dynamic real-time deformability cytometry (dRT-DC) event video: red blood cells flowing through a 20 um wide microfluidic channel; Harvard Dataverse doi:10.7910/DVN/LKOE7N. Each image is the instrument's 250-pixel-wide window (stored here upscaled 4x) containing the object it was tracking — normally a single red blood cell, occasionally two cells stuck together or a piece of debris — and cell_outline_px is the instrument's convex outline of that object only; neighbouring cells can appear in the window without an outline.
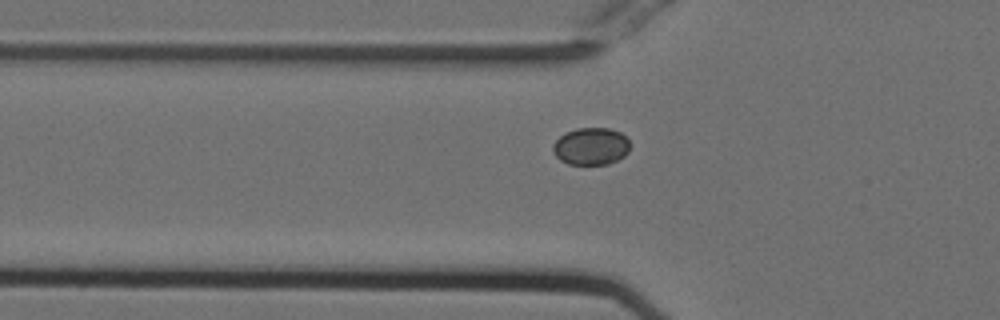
{"species": "Egyptian fruit bat (a non-hibernating species)", "species_latin": "Rousettus aegyptiacus", "temperature_condition": "cold", "stored_images_in_passage": 38, "camera_frame_rate_fps": 3000, "um_per_image_px": 0.085, "animal": {"sex": "female"}, "frame": {"image": 1, "passage_image": 7, "time_ms": 2.0, "image_size_px": [1000, 320], "cell_outline_px": [[628, 152], [624, 156], [608, 164], [568, 164], [560, 160], [556, 156], [552, 148], [552, 144], [564, 132], [576, 128], [608, 128], [620, 132], [628, 140]], "centroid_in_image_um": [50.2, 12.43], "position_along_channel_um": 75.6, "area_um2": 16.7}}
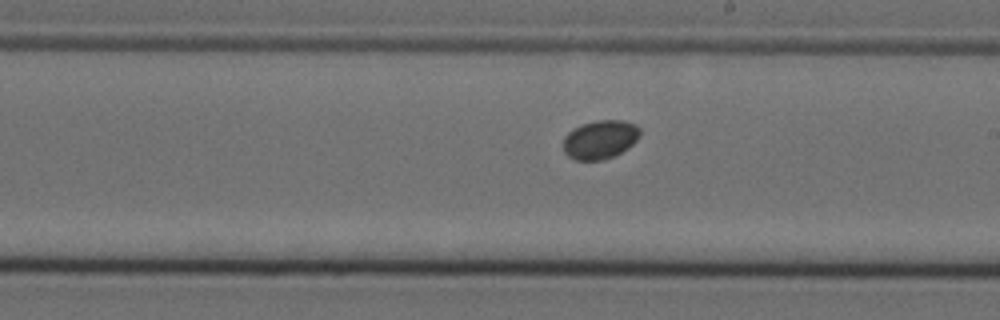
{"frame": {"image": 2, "passage_image": 20, "time_ms": 6.333, "image_size_px": [1000, 320], "cell_outline_px": [[640, 136], [628, 148], [604, 160], [576, 160], [568, 156], [564, 152], [564, 136], [572, 128], [580, 124], [596, 120], [624, 120], [636, 124], [640, 128]], "centroid_in_image_um": [51.0, 11.84], "position_along_channel_um": 238.0, "area_um2": 17.46}}
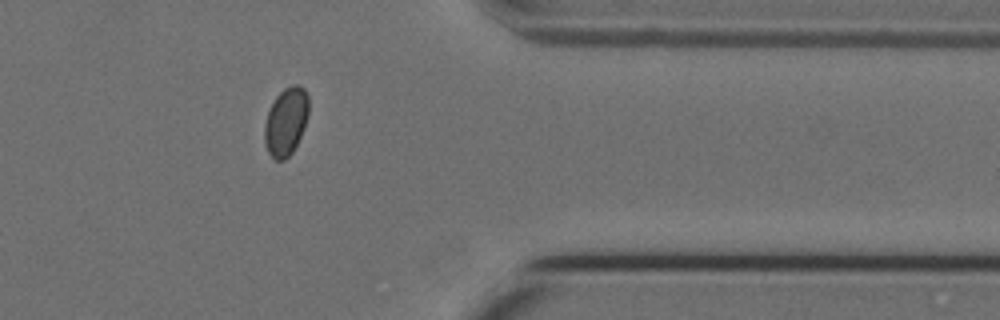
{"frame": {"image": 3, "passage_image": 33, "time_ms": 10.667, "image_size_px": [1000, 320], "cell_outline_px": [[308, 116], [304, 128], [292, 152], [284, 160], [276, 160], [268, 152], [264, 144], [264, 124], [268, 112], [276, 96], [284, 88], [292, 84], [300, 84], [304, 88], [308, 96]], "centroid_in_image_um": [24.3, 10.31], "position_along_channel_um": 387.1, "area_um2": 17.51}}